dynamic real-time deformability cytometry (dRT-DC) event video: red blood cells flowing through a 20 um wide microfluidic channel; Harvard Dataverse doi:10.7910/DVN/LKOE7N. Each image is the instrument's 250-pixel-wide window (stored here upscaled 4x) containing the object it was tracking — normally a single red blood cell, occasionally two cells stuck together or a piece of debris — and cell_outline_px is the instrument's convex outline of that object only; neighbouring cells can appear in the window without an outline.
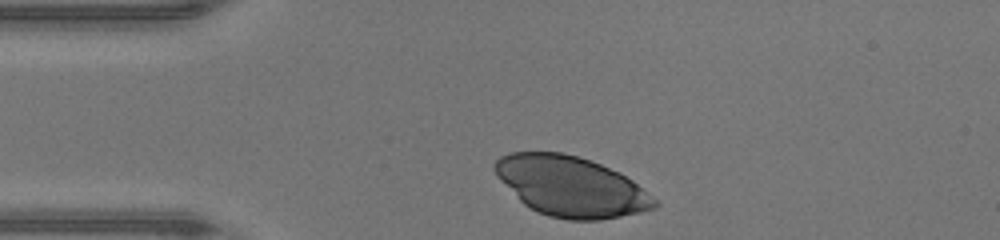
{"species": "human", "species_latin": "Homo sapiens", "temperature_condition": "warm", "stored_images_in_passage": 29, "camera_frame_rate_fps": 3000, "um_per_image_px": 0.085, "donor": {"sex": "male"}, "frame": {"image": 1, "passage_image": 1, "time_ms": 0.0, "image_size_px": [1000, 240], "cell_outline_px": [[660, 204], [656, 208], [640, 212], [600, 220], [568, 220], [548, 216], [524, 204], [496, 176], [492, 168], [492, 164], [500, 156], [512, 152], [564, 152], [600, 164], [620, 172], [632, 180], [656, 200]], "centroid_in_image_um": [48.51, 15.84], "position_along_channel_um": 36.5, "area_um2": 55.72}}